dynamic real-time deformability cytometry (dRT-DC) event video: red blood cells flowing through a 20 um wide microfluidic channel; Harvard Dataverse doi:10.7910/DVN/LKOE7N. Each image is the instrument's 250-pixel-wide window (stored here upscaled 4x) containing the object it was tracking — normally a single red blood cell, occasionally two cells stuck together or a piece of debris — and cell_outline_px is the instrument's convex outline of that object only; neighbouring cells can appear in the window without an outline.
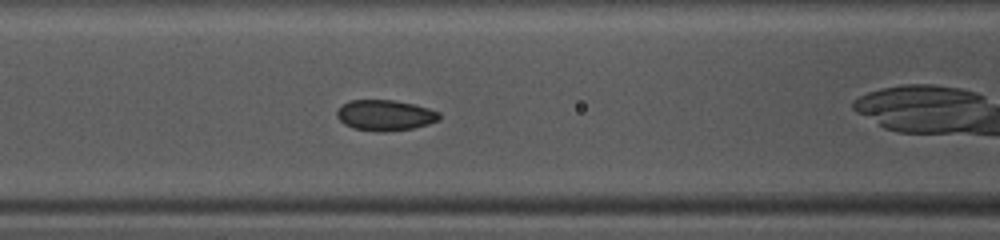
{"species": "common noctule bat (a hibernating species)", "species_latin": "Nyctalus noctula", "temperature_condition": "warm", "stored_images_in_passage": 32, "camera_frame_rate_fps": 3000, "um_per_image_px": 0.085, "animal": {"sex": "female", "body_mass_g": 10.0, "forearm_length_mm": 53.1}, "frame": {"image": 1, "passage_image": 3, "time_ms": 0.667, "image_size_px": [1000, 240], "cell_outline_px": [[440, 120], [428, 124], [412, 128], [384, 132], [380, 132], [352, 128], [344, 124], [336, 116], [336, 112], [344, 104], [352, 100], [392, 100], [416, 104], [440, 112]], "centroid_in_image_um": [32.76, 9.8], "position_along_channel_um": 133.8, "area_um2": 18.32}}
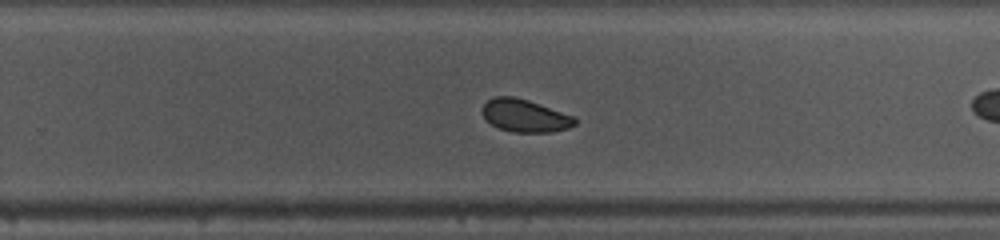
{"frame": {"image": 2, "passage_image": 14, "time_ms": 4.333, "image_size_px": [1000, 240], "cell_outline_px": [[576, 124], [568, 128], [552, 132], [512, 132], [500, 128], [492, 124], [484, 116], [480, 108], [492, 96], [512, 96], [528, 100], [576, 116]], "centroid_in_image_um": [44.63, 9.82], "position_along_channel_um": 285.2, "area_um2": 17.69}}
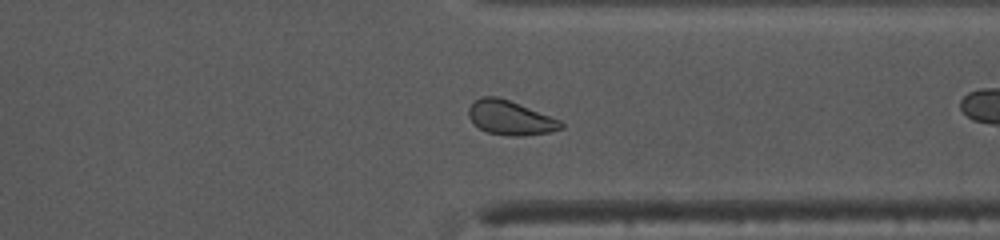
{"frame": {"image": 3, "passage_image": 20, "time_ms": 6.333, "image_size_px": [1000, 240], "cell_outline_px": [[564, 128], [552, 132], [524, 136], [508, 136], [488, 132], [480, 128], [468, 116], [468, 108], [480, 96], [496, 96], [508, 100], [560, 120], [564, 124]], "centroid_in_image_um": [43.39, 10.03], "position_along_channel_um": 368.0, "area_um2": 18.26}, "authors_computed_cell_mechanics": {"area_um2": 18.4382, "velocity_mm_per_s": 4.1329, "shape_relaxation_time_tau1_ms": 1.3506, "shape_relaxation_time_tau2_ms": null, "deformation_change_tau1": 0.0569, "deformation_change_tau2": null}}